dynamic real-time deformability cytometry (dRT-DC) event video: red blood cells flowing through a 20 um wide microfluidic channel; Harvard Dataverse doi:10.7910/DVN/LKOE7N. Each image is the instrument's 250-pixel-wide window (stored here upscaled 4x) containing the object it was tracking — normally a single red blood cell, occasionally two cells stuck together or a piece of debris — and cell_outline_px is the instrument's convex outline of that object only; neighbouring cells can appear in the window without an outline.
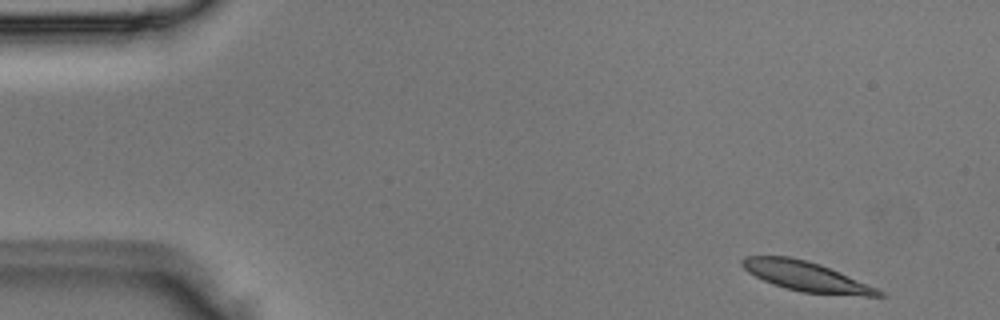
{"species": "Egyptian fruit bat (a non-hibernating species)", "species_latin": "Rousettus aegyptiacus", "temperature_condition": "room temperature", "stored_images_in_passage": 4, "camera_frame_rate_fps": 3000, "um_per_image_px": 0.085, "animal": {"sex": "male"}, "frame": {"image": 1, "passage_image": 1, "time_ms": 0.0, "image_size_px": [1000, 320], "cell_outline_px": [[888, 296], [864, 296], [800, 292], [784, 288], [772, 284], [748, 272], [740, 264], [740, 260], [744, 256], [788, 256], [820, 264], [840, 272], [876, 288], [884, 292]], "centroid_in_image_um": [68.5, 23.5], "position_along_channel_um": 16.5, "area_um2": 23.52}}
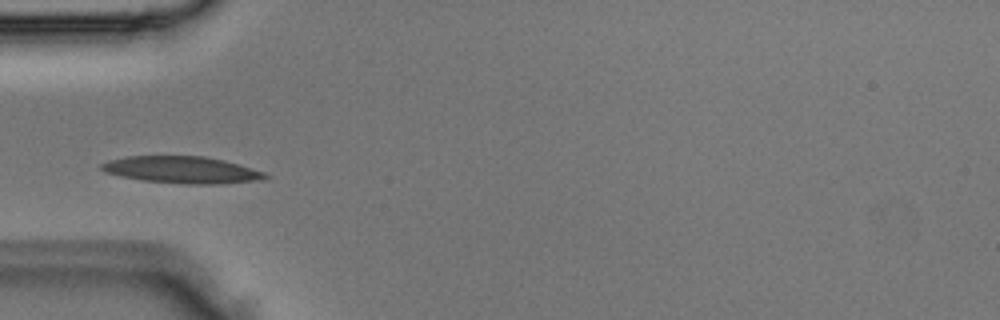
{"frame": {"image": 2, "passage_image": 3, "time_ms": 0.667, "image_size_px": [1000, 320], "cell_outline_px": [[268, 176], [264, 180], [220, 184], [184, 184], [144, 180], [120, 176], [104, 172], [100, 168], [100, 164], [108, 160], [128, 156], [204, 156], [224, 160], [264, 172]], "centroid_in_image_um": [15.45, 14.44], "position_along_channel_um": 69.5, "area_um2": 25.66}}